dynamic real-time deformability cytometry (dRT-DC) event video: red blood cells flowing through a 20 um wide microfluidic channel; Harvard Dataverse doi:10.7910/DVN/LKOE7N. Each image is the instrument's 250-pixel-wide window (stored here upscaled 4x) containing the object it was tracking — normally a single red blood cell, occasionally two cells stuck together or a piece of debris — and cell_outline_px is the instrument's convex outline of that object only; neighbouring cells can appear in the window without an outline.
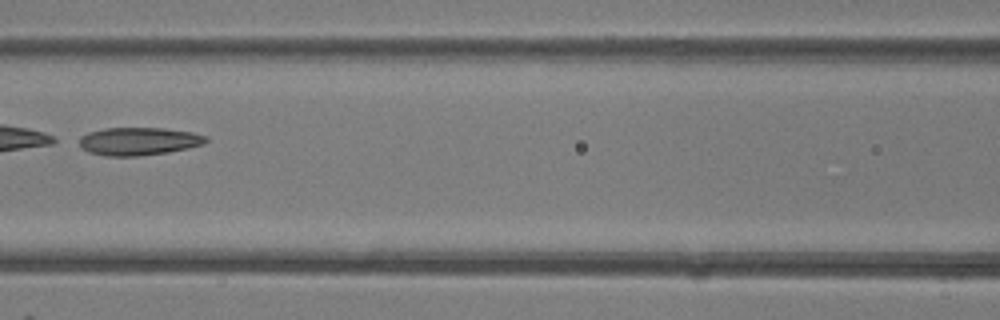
{"species": "common noctule bat (a hibernating species)", "species_latin": "Nyctalus noctula", "temperature_condition": "room temperature", "stored_images_in_passage": 6, "camera_frame_rate_fps": 3000, "um_per_image_px": 0.085, "animal": {"sex": "female"}, "frame": {"image": 1, "passage_image": 6, "time_ms": 5.667, "image_size_px": [1000, 320], "cell_outline_px": [[208, 140], [204, 144], [188, 148], [168, 152], [140, 156], [104, 156], [88, 152], [80, 148], [80, 136], [88, 132], [104, 128], [164, 128], [192, 132], [208, 136]], "centroid_in_image_um": [11.78, 12.01], "position_along_channel_um": 154.8, "area_um2": 20.81}}